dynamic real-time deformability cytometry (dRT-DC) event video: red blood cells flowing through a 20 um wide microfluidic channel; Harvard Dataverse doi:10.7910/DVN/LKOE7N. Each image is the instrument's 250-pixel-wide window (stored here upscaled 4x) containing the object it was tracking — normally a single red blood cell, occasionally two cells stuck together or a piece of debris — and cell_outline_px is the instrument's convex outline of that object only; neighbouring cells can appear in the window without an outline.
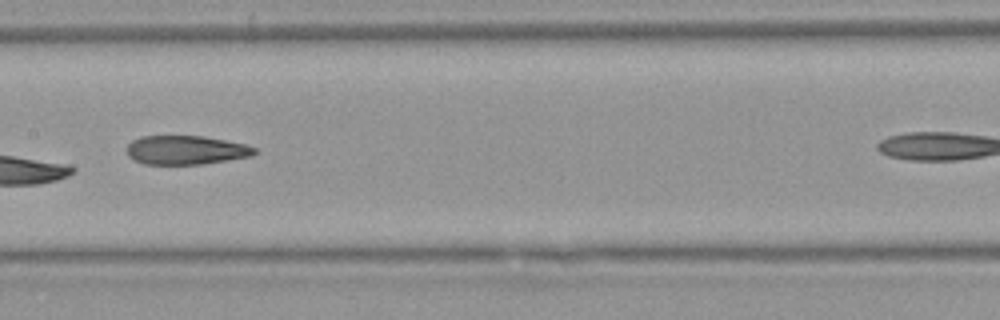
{"species": "Egyptian fruit bat (a non-hibernating species)", "species_latin": "Rousettus aegyptiacus", "temperature_condition": "warm", "stored_images_in_passage": 6, "camera_frame_rate_fps": 3000, "um_per_image_px": 0.085, "animal": {"sex": "female"}, "frame": {"image": 1, "passage_image": 4, "time_ms": 3.667, "image_size_px": [1000, 320], "cell_outline_px": [[256, 152], [252, 156], [204, 164], [144, 164], [128, 156], [128, 144], [132, 140], [140, 136], [204, 136], [244, 144], [256, 148]], "centroid_in_image_um": [15.81, 12.75], "position_along_channel_um": 191.6, "area_um2": 21.44}}
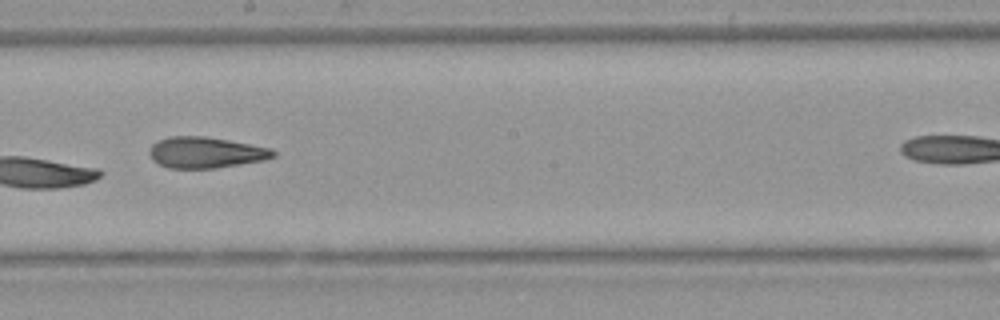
{"frame": {"image": 2, "passage_image": 5, "time_ms": 4.667, "image_size_px": [1000, 320], "cell_outline_px": [[276, 156], [264, 160], [216, 168], [168, 168], [152, 160], [148, 152], [152, 144], [156, 140], [168, 136], [204, 136], [228, 140], [268, 148], [276, 152]], "centroid_in_image_um": [17.43, 12.96], "position_along_channel_um": 230.8, "area_um2": 22.37}}
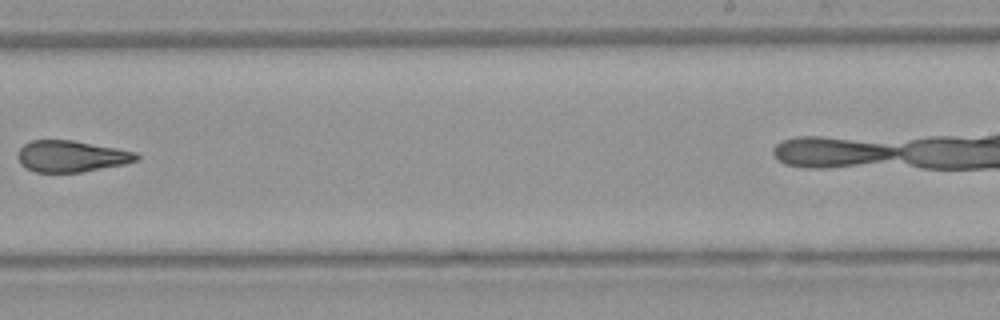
{"frame": {"image": 3, "passage_image": 6, "time_ms": 6.0, "image_size_px": [1000, 320], "cell_outline_px": [[140, 160], [124, 164], [80, 172], [36, 172], [20, 164], [16, 156], [16, 152], [24, 144], [32, 140], [72, 140], [116, 148], [136, 152], [140, 156]], "centroid_in_image_um": [6.05, 13.28], "position_along_channel_um": 283.0, "area_um2": 21.73}}